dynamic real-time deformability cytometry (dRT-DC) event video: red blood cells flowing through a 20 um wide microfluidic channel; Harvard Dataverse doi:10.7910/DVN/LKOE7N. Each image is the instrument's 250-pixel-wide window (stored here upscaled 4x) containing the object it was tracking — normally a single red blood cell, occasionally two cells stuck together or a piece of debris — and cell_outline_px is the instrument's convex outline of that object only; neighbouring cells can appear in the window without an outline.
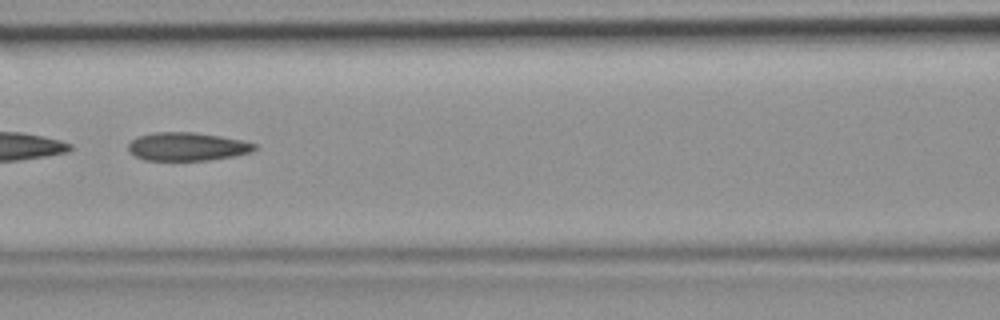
{"species": "common noctule bat (a hibernating species)", "species_latin": "Nyctalus noctula", "temperature_condition": "room temperature", "stored_images_in_passage": 14, "camera_frame_rate_fps": 3000, "um_per_image_px": 0.085, "animal": {"sex": "female", "body_mass_g": 19.9}, "frame": {"image": 1, "passage_image": 12, "time_ms": 3.667, "image_size_px": [1000, 320], "cell_outline_px": [[256, 148], [252, 152], [232, 156], [208, 160], [144, 160], [128, 152], [128, 144], [136, 136], [152, 132], [196, 132], [244, 140], [256, 144]], "centroid_in_image_um": [15.89, 12.45], "position_along_channel_um": 150.7, "area_um2": 20.98}}